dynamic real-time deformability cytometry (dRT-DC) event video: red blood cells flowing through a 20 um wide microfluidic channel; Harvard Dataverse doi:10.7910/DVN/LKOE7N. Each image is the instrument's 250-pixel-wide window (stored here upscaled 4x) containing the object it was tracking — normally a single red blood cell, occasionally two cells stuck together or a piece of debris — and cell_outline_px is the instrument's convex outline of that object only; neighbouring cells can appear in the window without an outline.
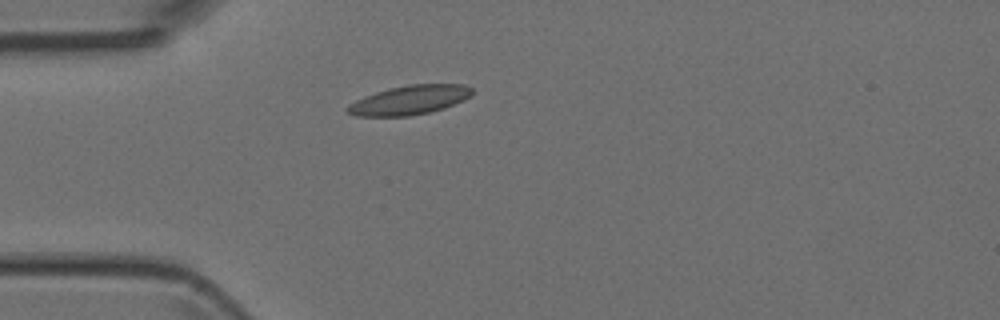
{"species": "Egyptian fruit bat (a non-hibernating species)", "species_latin": "Rousettus aegyptiacus", "temperature_condition": "room temperature", "stored_images_in_passage": 1, "camera_frame_rate_fps": 3000, "um_per_image_px": 0.085, "animal": {"sex": "female"}, "frame": {"image": 1, "passage_image": 1, "time_ms": 0.0, "image_size_px": [1000, 320], "cell_outline_px": [[472, 92], [464, 100], [444, 108], [428, 112], [408, 116], [356, 116], [348, 112], [344, 108], [356, 100], [364, 96], [388, 88], [408, 84], [464, 84], [472, 88]], "centroid_in_image_um": [34.79, 8.49], "position_along_channel_um": 50.2, "area_um2": 21.1}}